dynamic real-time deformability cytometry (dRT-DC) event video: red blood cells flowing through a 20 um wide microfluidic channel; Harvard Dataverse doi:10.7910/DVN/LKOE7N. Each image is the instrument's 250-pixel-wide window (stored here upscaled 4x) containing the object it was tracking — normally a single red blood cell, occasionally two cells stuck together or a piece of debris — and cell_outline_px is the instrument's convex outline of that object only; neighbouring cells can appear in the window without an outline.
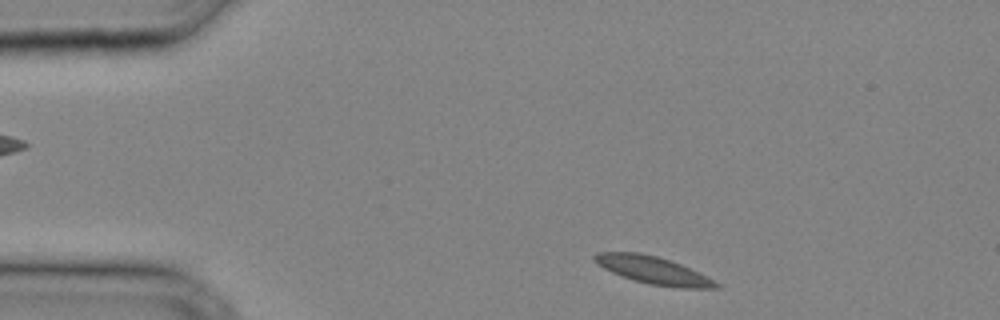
{"species": "common noctule bat (a hibernating species)", "species_latin": "Nyctalus noctula", "temperature_condition": "cold", "stored_images_in_passage": 5, "camera_frame_rate_fps": 3000, "um_per_image_px": 0.085, "animal": {"sex": "male", "body_mass_g": 20.4}, "frame": {"image": 1, "passage_image": 1, "time_ms": 0.0, "image_size_px": [1000, 320], "cell_outline_px": [[720, 288], [680, 288], [648, 284], [612, 272], [604, 268], [592, 260], [592, 256], [596, 252], [640, 252], [656, 256], [680, 264], [720, 284]], "centroid_in_image_um": [55.46, 22.96], "position_along_channel_um": 29.5, "area_um2": 19.07}}